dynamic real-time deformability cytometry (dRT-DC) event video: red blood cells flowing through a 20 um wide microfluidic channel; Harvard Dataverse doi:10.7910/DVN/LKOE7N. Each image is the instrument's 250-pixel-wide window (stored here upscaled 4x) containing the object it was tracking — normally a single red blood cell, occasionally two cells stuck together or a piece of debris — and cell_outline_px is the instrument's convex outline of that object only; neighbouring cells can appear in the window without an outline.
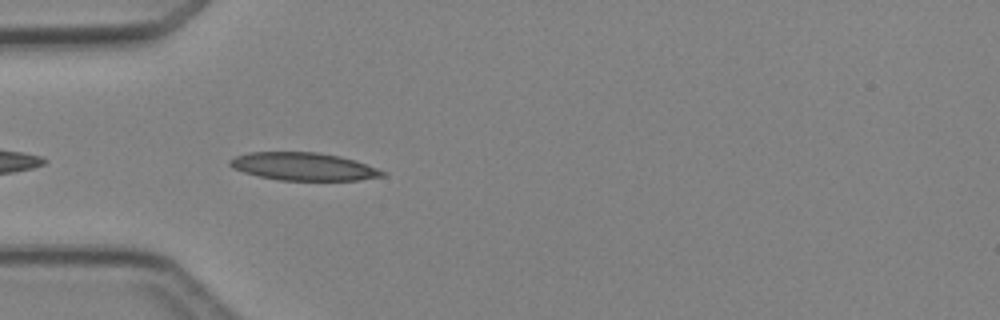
{"species": "Egyptian fruit bat (a non-hibernating species)", "species_latin": "Rousettus aegyptiacus", "temperature_condition": "cold", "stored_images_in_passage": 2, "camera_frame_rate_fps": 3000, "um_per_image_px": 0.085, "animal": {"sex": "female"}, "frame": {"image": 1, "passage_image": 2, "time_ms": 1.333, "image_size_px": [1000, 320], "cell_outline_px": [[388, 176], [360, 180], [280, 180], [260, 176], [244, 172], [232, 168], [228, 164], [228, 160], [236, 156], [248, 152], [316, 152], [340, 156], [356, 160], [388, 172]], "centroid_in_image_um": [25.85, 14.15], "position_along_channel_um": 59.2, "area_um2": 24.91}}